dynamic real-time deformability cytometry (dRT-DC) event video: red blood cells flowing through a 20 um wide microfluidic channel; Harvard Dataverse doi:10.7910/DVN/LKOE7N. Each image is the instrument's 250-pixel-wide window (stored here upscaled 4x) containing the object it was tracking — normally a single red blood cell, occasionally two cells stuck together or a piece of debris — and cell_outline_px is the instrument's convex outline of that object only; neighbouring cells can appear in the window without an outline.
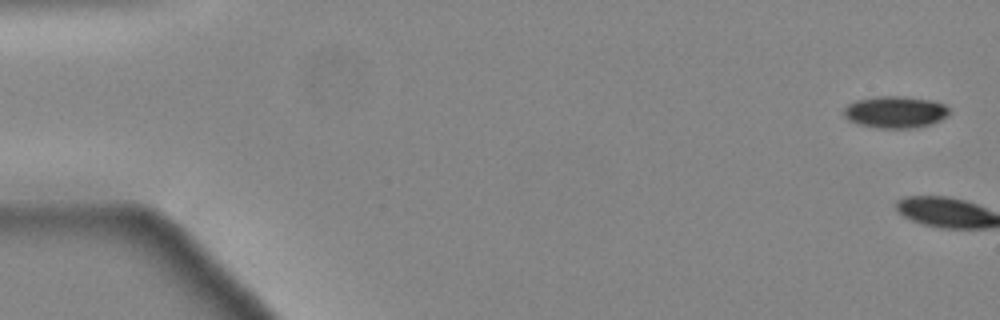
{"species": "common noctule bat (a hibernating species)", "species_latin": "Nyctalus noctula", "temperature_condition": "cold", "stored_images_in_passage": 3, "camera_frame_rate_fps": 3000, "um_per_image_px": 0.085, "animal": {"sex": "male", "body_mass_g": 19.2, "forearm_length_mm": 51.8}, "frame": {"image": 1, "passage_image": 1, "time_ms": 0.0, "image_size_px": [1000, 320], "cell_outline_px": [[948, 116], [940, 120], [928, 124], [912, 128], [876, 128], [860, 124], [848, 120], [840, 112], [848, 104], [856, 100], [876, 96], [904, 96], [932, 100], [944, 104], [948, 108]], "centroid_in_image_um": [76.05, 9.51], "position_along_channel_um": 8.9, "area_um2": 19.65}}